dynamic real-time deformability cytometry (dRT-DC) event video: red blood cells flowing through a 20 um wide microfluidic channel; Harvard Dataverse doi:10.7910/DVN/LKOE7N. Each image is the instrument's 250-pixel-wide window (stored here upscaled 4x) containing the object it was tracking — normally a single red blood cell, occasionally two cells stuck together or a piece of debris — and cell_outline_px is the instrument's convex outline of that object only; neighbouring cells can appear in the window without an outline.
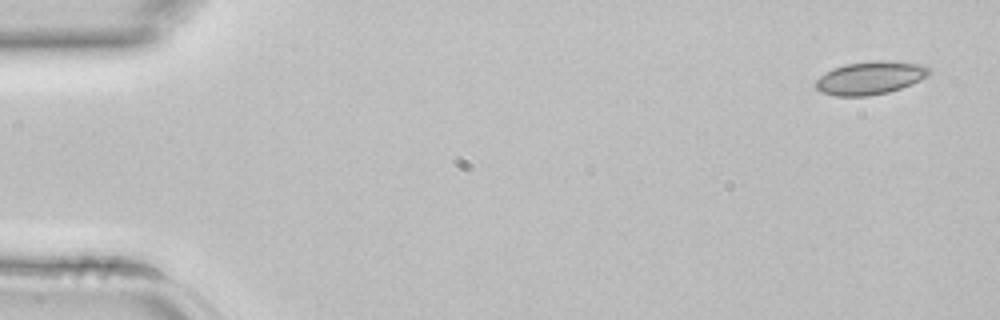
{"species": "common noctule bat (a hibernating species)", "species_latin": "Nyctalus noctula", "temperature_condition": "room temperature", "stored_images_in_passage": 4, "camera_frame_rate_fps": 3000, "um_per_image_px": 0.085, "animal": {"sex": "female", "body_mass_g": 22.7, "forearm_length_mm": 54.2}, "frame": {"image": 1, "passage_image": 1, "time_ms": 0.0, "image_size_px": [1000, 320], "cell_outline_px": [[932, 72], [928, 76], [912, 84], [888, 92], [868, 96], [836, 96], [820, 92], [816, 88], [816, 80], [820, 76], [832, 68], [848, 64], [872, 60], [888, 60], [924, 64]], "centroid_in_image_um": [73.99, 6.61], "position_along_channel_um": 11.0, "area_um2": 22.02}}
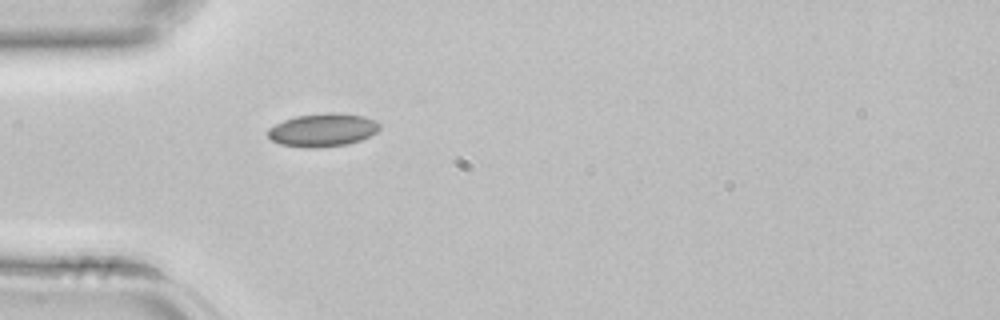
{"frame": {"image": 2, "passage_image": 4, "time_ms": 1.0, "image_size_px": [1000, 320], "cell_outline_px": [[380, 128], [376, 132], [360, 140], [348, 144], [320, 148], [304, 148], [280, 144], [272, 140], [268, 136], [268, 128], [284, 120], [296, 116], [328, 112], [336, 112], [364, 116], [380, 124]], "centroid_in_image_um": [27.42, 11.05], "position_along_channel_um": 57.6, "area_um2": 21.62}}